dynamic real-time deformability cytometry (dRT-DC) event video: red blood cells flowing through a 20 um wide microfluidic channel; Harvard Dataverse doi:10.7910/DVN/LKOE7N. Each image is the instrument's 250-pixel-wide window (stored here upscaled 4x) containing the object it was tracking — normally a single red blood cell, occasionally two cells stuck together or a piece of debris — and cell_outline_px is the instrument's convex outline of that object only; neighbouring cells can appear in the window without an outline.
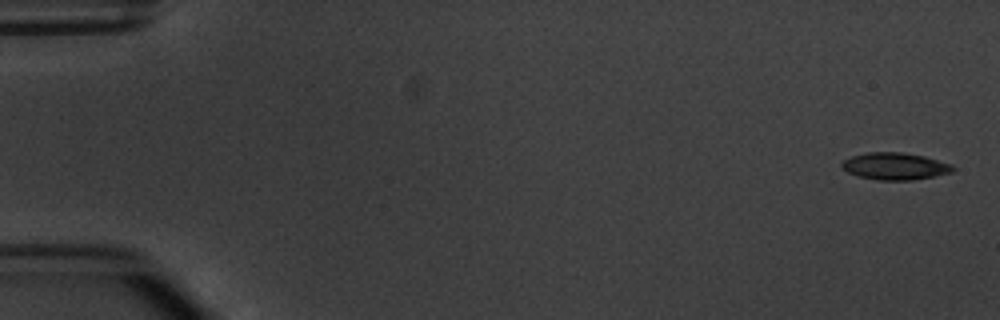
{"species": "common noctule bat (a hibernating species)", "species_latin": "Nyctalus noctula", "temperature_condition": "warm", "stored_images_in_passage": 4, "camera_frame_rate_fps": 3000, "um_per_image_px": 0.085, "animal": {"sex": "male", "body_mass_g": 20.1, "forearm_length_mm": 53.5}, "frame": {"image": 1, "passage_image": 1, "time_ms": 0.0, "image_size_px": [1000, 320], "cell_outline_px": [[956, 168], [952, 172], [936, 176], [912, 180], [876, 180], [860, 176], [848, 172], [840, 168], [840, 164], [844, 160], [852, 156], [868, 152], [900, 152], [924, 156], [952, 164]], "centroid_in_image_um": [76.08, 14.13], "position_along_channel_um": 8.9, "area_um2": 17.57}}
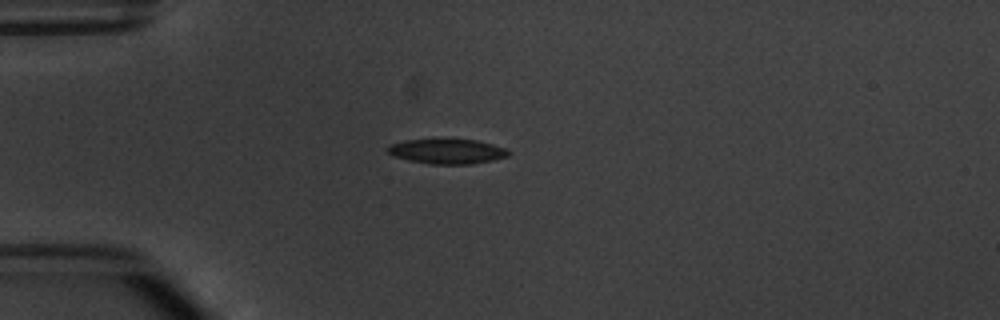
{"frame": {"image": 2, "passage_image": 4, "time_ms": 4.333, "image_size_px": [1000, 320], "cell_outline_px": [[512, 152], [508, 156], [492, 160], [472, 164], [428, 164], [408, 160], [392, 156], [384, 152], [384, 148], [388, 144], [404, 140], [476, 140], [508, 148]], "centroid_in_image_um": [37.95, 12.87], "position_along_channel_um": 47.1, "area_um2": 17.74}}